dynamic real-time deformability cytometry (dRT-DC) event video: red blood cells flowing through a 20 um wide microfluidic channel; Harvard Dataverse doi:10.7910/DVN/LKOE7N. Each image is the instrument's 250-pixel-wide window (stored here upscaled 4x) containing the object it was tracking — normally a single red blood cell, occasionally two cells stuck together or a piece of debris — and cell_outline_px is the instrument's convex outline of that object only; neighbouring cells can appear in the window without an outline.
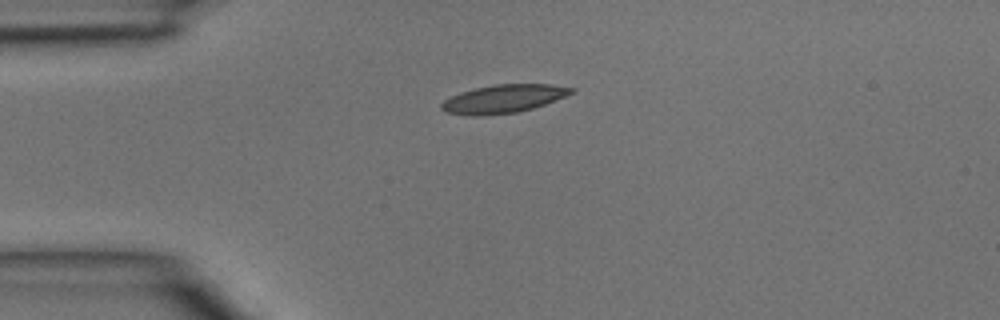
{"species": "common noctule bat (a hibernating species)", "species_latin": "Nyctalus noctula", "temperature_condition": "room temperature", "stored_images_in_passage": 1, "camera_frame_rate_fps": 3000, "um_per_image_px": 0.085, "animal": {"sex": "male", "body_mass_g": 15.6}, "frame": {"image": 1, "passage_image": 1, "time_ms": 0.0, "image_size_px": [1000, 320], "cell_outline_px": [[576, 88], [572, 92], [564, 96], [544, 104], [532, 108], [516, 112], [484, 116], [468, 116], [444, 112], [440, 108], [440, 104], [444, 100], [460, 92], [476, 88], [496, 84], [552, 84]], "centroid_in_image_um": [42.73, 8.41], "position_along_channel_um": 42.3, "area_um2": 21.33}}